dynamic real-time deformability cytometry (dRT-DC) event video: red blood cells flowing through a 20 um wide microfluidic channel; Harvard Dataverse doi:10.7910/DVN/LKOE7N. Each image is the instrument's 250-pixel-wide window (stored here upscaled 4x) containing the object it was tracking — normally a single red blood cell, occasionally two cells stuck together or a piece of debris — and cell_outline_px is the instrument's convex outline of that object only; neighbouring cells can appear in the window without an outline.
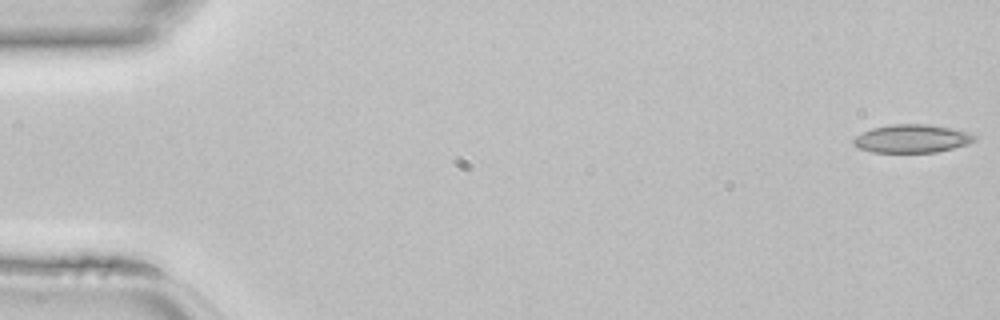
{"species": "common noctule bat (a hibernating species)", "species_latin": "Nyctalus noctula", "temperature_condition": "room temperature", "stored_images_in_passage": 45, "camera_frame_rate_fps": 3000, "um_per_image_px": 0.085, "animal": {"sex": "female", "body_mass_g": 22.7, "forearm_length_mm": 54.2}, "frame": {"image": 1, "passage_image": 1, "time_ms": 0.0, "image_size_px": [1000, 320], "cell_outline_px": [[976, 140], [968, 144], [936, 152], [872, 152], [860, 148], [852, 144], [852, 140], [856, 136], [872, 128], [888, 124], [928, 124], [952, 128], [972, 132], [976, 136]], "centroid_in_image_um": [77.54, 11.77], "position_along_channel_um": 7.5, "area_um2": 20.0}}
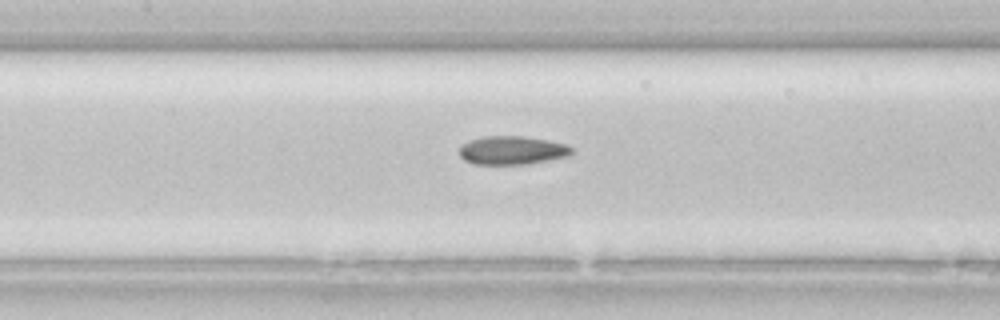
{"frame": {"image": 2, "passage_image": 21, "time_ms": 6.667, "image_size_px": [1000, 320], "cell_outline_px": [[576, 152], [568, 156], [528, 164], [476, 164], [464, 160], [460, 156], [460, 144], [484, 136], [524, 136], [548, 140], [564, 144], [572, 148]], "centroid_in_image_um": [43.54, 12.77], "position_along_channel_um": 163.9, "area_um2": 18.67}}
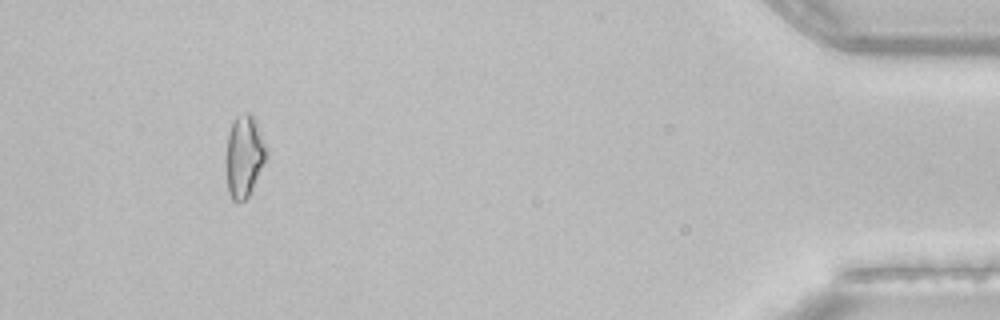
{"frame": {"image": 3, "passage_image": 42, "time_ms": 13.667, "image_size_px": [1000, 320], "cell_outline_px": [[268, 156], [248, 196], [244, 200], [236, 204], [232, 200], [228, 192], [224, 164], [224, 160], [228, 132], [232, 120], [236, 116], [244, 112], [252, 112], [256, 120], [268, 152]], "centroid_in_image_um": [20.72, 13.26], "position_along_channel_um": 414.5, "area_um2": 20.0}}